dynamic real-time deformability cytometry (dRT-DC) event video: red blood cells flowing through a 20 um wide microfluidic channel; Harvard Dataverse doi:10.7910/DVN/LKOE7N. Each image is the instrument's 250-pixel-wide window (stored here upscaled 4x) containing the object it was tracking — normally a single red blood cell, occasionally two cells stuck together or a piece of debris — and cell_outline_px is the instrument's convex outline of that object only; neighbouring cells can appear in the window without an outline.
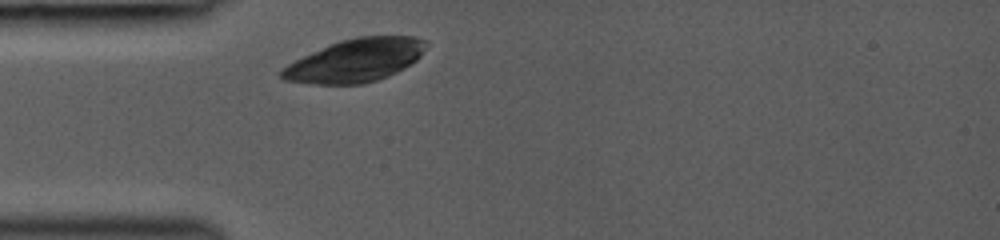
{"species": "common noctule bat (a hibernating species)", "species_latin": "Nyctalus noctula", "temperature_condition": "room temperature", "stored_images_in_passage": 4, "camera_frame_rate_fps": 3000, "um_per_image_px": 0.085, "animal": {"sex": "female", "body_mass_g": 19.0, "forearm_length_mm": 53.3}, "frame": {"image": 1, "passage_image": 1, "time_ms": 0.0, "image_size_px": [1000, 240], "cell_outline_px": [[428, 44], [420, 56], [412, 64], [388, 76], [364, 84], [316, 84], [284, 80], [280, 76], [280, 68], [312, 52], [340, 40], [360, 36], [412, 36], [424, 40]], "centroid_in_image_um": [30.22, 5.14], "position_along_channel_um": 54.8, "area_um2": 36.01}}